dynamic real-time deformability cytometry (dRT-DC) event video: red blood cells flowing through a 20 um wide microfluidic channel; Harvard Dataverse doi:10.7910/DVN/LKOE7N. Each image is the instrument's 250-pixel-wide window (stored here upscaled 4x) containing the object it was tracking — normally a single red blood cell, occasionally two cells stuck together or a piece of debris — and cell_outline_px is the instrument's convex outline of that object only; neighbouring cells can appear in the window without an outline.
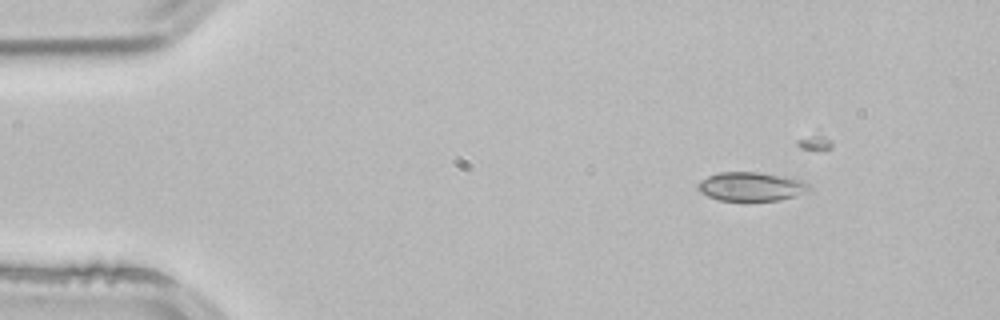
{"species": "common noctule bat (a hibernating species)", "species_latin": "Nyctalus noctula", "temperature_condition": "room temperature", "stored_images_in_passage": 3, "camera_frame_rate_fps": 3000, "um_per_image_px": 0.085, "animal": {"sex": "male", "body_mass_g": 21.5, "forearm_length_mm": 52.0}, "frame": {"image": 1, "passage_image": 2, "time_ms": 0.333, "image_size_px": [1000, 320], "cell_outline_px": [[812, 188], [792, 196], [780, 200], [744, 204], [720, 200], [708, 196], [700, 192], [696, 188], [696, 184], [700, 180], [708, 176], [720, 172], [756, 172], [804, 180], [812, 184]], "centroid_in_image_um": [63.81, 15.9], "position_along_channel_um": 21.2, "area_um2": 19.42}}